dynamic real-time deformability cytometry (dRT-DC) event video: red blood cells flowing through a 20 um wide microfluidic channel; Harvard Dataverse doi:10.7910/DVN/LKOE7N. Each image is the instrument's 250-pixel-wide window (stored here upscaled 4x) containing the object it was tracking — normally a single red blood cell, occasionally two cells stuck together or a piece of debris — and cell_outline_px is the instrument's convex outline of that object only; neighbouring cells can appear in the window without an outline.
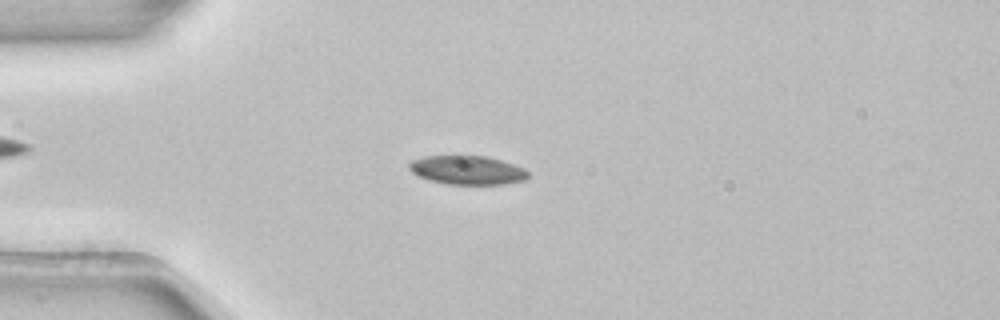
{"species": "common noctule bat (a hibernating species)", "species_latin": "Nyctalus noctula", "temperature_condition": "room temperature", "stored_images_in_passage": 4, "camera_frame_rate_fps": 3000, "um_per_image_px": 0.085, "animal": {"sex": "female", "body_mass_g": 22.7, "forearm_length_mm": 54.2}, "frame": {"image": 1, "passage_image": 4, "time_ms": 1.0, "image_size_px": [1000, 320], "cell_outline_px": [[528, 176], [524, 180], [504, 184], [448, 184], [432, 180], [420, 176], [412, 172], [408, 168], [408, 164], [412, 160], [424, 156], [488, 156], [524, 168], [528, 172]], "centroid_in_image_um": [39.72, 14.45], "position_along_channel_um": 45.3, "area_um2": 19.77}}